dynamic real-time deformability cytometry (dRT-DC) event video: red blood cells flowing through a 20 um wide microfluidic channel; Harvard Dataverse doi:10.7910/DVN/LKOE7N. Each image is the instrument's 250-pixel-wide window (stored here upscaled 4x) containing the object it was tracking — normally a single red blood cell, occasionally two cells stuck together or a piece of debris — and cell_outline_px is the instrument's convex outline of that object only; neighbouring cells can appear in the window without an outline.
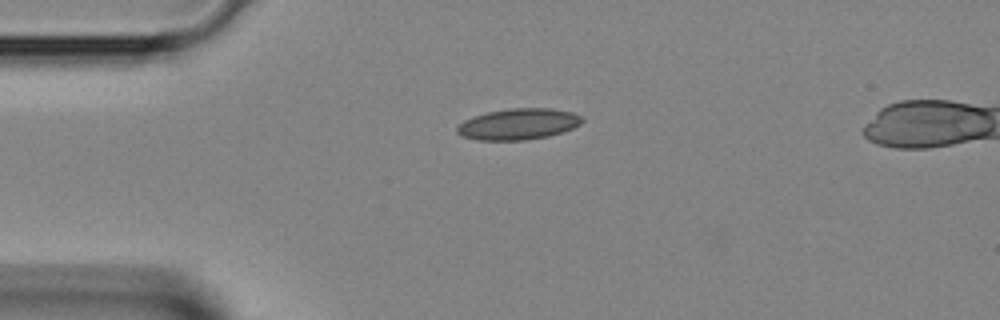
{"species": "Egyptian fruit bat (a non-hibernating species)", "species_latin": "Rousettus aegyptiacus", "temperature_condition": "room temperature", "stored_images_in_passage": 4, "camera_frame_rate_fps": 3000, "um_per_image_px": 0.085, "animal": {"sex": "female"}, "frame": {"image": 1, "passage_image": 2, "time_ms": 0.333, "image_size_px": [1000, 320], "cell_outline_px": [[584, 120], [580, 124], [564, 132], [548, 136], [524, 140], [476, 140], [464, 136], [456, 132], [456, 128], [464, 120], [488, 112], [512, 108], [552, 108], [572, 112], [580, 116]], "centroid_in_image_um": [44.08, 10.55], "position_along_channel_um": 40.9, "area_um2": 22.54}}
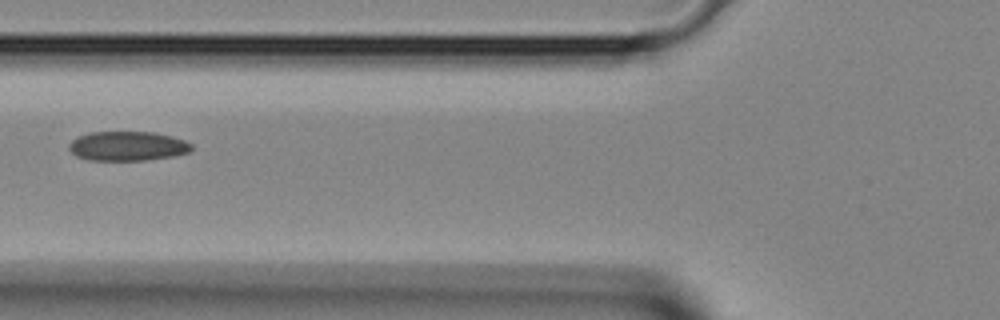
{"frame": {"image": 2, "passage_image": 4, "time_ms": 1.0, "image_size_px": [1000, 320], "cell_outline_px": [[192, 148], [188, 152], [176, 156], [144, 160], [88, 160], [76, 156], [68, 148], [68, 144], [76, 136], [88, 132], [152, 132], [172, 136], [184, 140], [192, 144]], "centroid_in_image_um": [10.81, 12.41], "position_along_channel_um": 115.0, "area_um2": 21.15}}